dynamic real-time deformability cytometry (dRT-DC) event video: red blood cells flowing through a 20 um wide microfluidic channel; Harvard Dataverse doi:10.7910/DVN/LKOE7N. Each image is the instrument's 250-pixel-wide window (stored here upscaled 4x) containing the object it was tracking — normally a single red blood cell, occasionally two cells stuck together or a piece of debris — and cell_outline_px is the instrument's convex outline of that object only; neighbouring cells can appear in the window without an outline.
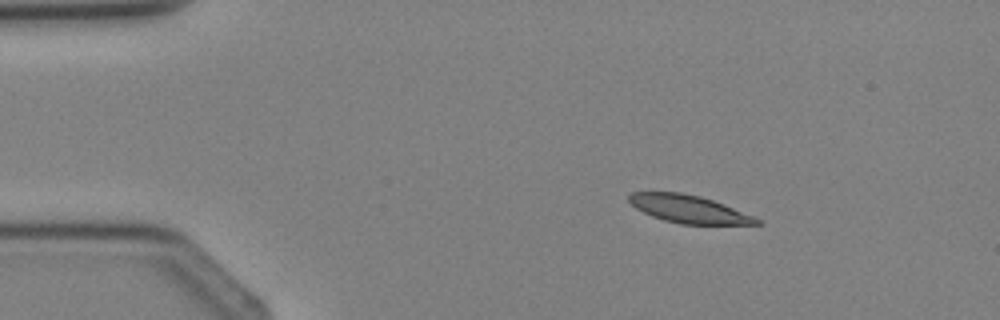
{"species": "Egyptian fruit bat (a non-hibernating species)", "species_latin": "Rousettus aegyptiacus", "temperature_condition": "cold", "stored_images_in_passage": 3, "camera_frame_rate_fps": 3000, "um_per_image_px": 0.085, "animal": {"sex": "female"}, "frame": {"image": 1, "passage_image": 2, "time_ms": 1.333, "image_size_px": [1000, 320], "cell_outline_px": [[764, 224], [680, 224], [664, 220], [652, 216], [636, 208], [628, 200], [628, 196], [632, 192], [680, 192], [700, 196], [724, 204], [764, 220]], "centroid_in_image_um": [58.59, 17.77], "position_along_channel_um": 26.4, "area_um2": 20.63}}